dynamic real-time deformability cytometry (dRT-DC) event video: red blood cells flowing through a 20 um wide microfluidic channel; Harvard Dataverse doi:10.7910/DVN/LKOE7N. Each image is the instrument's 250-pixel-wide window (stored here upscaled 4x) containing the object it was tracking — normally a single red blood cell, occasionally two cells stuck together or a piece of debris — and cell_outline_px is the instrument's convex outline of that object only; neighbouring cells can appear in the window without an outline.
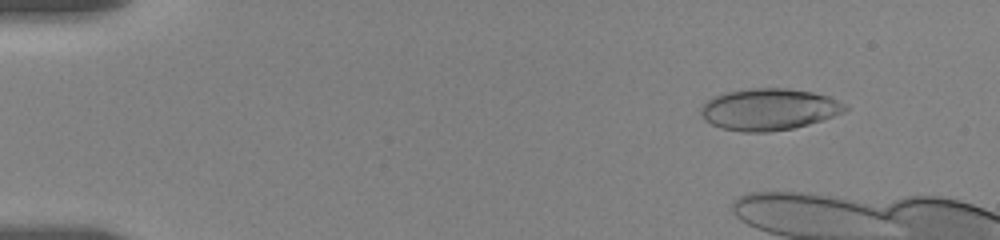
{"species": "human", "species_latin": "Homo sapiens", "temperature_condition": "room temperature", "stored_images_in_passage": 23, "camera_frame_rate_fps": 3000, "um_per_image_px": 0.085, "donor": {"sex": "female"}, "frame": {"image": 1, "passage_image": 7, "time_ms": 1.667, "image_size_px": [1000, 240], "cell_outline_px": [[848, 108], [844, 112], [824, 120], [792, 128], [768, 132], [740, 132], [720, 128], [704, 120], [700, 116], [700, 108], [708, 100], [724, 92], [752, 88], [788, 88], [812, 92], [828, 96], [848, 104]], "centroid_in_image_um": [65.37, 9.3], "position_along_channel_um": 19.6, "area_um2": 35.26}}